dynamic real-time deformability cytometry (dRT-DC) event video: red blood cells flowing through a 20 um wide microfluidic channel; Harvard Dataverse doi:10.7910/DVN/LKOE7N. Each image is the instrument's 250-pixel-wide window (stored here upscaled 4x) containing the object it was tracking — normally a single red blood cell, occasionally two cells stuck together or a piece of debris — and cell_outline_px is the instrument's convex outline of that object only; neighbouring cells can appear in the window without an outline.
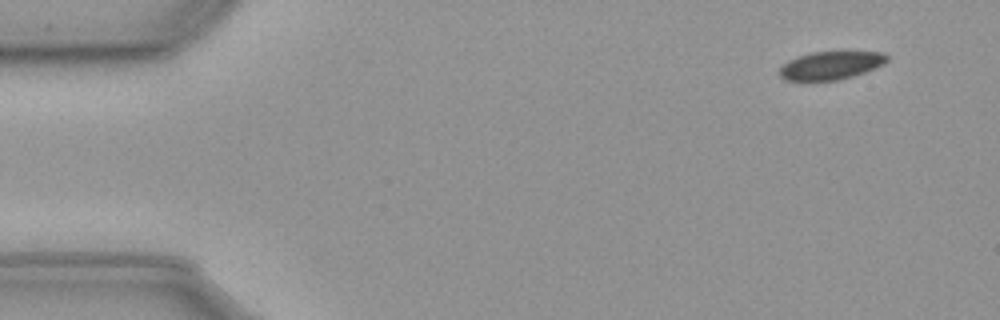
{"species": "common noctule bat (a hibernating species)", "species_latin": "Nyctalus noctula", "temperature_condition": "cold", "stored_images_in_passage": 55, "camera_frame_rate_fps": 3000, "um_per_image_px": 0.085, "animal": {"sex": "male", "body_mass_g": 23.1, "forearm_length_mm": 52.7}, "frame": {"image": 1, "passage_image": 2, "time_ms": 0.333, "image_size_px": [1000, 320], "cell_outline_px": [[888, 60], [884, 64], [876, 68], [852, 76], [836, 80], [784, 80], [776, 72], [788, 60], [796, 56], [812, 52], [884, 52], [888, 56]], "centroid_in_image_um": [70.6, 5.55], "position_along_channel_um": 14.4, "area_um2": 17.63}}
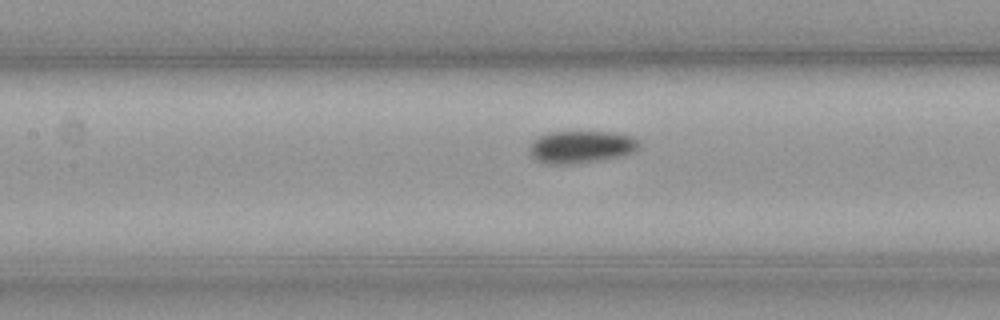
{"frame": {"image": 2, "passage_image": 23, "time_ms": 7.333, "image_size_px": [1000, 320], "cell_outline_px": [[640, 148], [632, 152], [620, 156], [604, 160], [572, 164], [544, 164], [536, 160], [528, 152], [528, 148], [532, 140], [548, 132], [612, 132], [632, 136], [640, 140]], "centroid_in_image_um": [49.38, 12.49], "position_along_channel_um": 158.0, "area_um2": 21.04}}
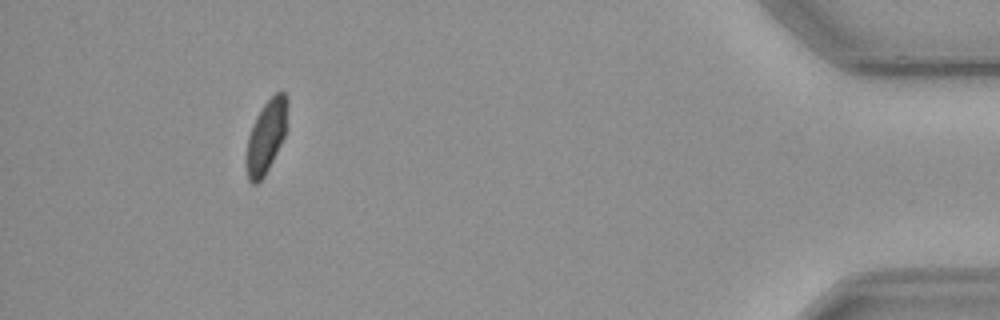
{"frame": {"image": 3, "passage_image": 50, "time_ms": 16.333, "image_size_px": [1000, 320], "cell_outline_px": [[288, 104], [284, 136], [264, 176], [256, 184], [252, 184], [248, 180], [248, 136], [256, 116], [264, 104], [276, 92], [284, 92], [288, 100]], "centroid_in_image_um": [22.65, 11.55], "position_along_channel_um": 412.6, "area_um2": 16.76}, "authors_computed_cell_mechanics": {"area_um2": 19.363, "velocity_mm_per_s": 3.5922, "shape_relaxation_time_tau1_ms": 5.3093, "shape_relaxation_time_tau2_ms": null, "deformation_change_tau1": 0.0822, "deformation_change_tau2": null}}